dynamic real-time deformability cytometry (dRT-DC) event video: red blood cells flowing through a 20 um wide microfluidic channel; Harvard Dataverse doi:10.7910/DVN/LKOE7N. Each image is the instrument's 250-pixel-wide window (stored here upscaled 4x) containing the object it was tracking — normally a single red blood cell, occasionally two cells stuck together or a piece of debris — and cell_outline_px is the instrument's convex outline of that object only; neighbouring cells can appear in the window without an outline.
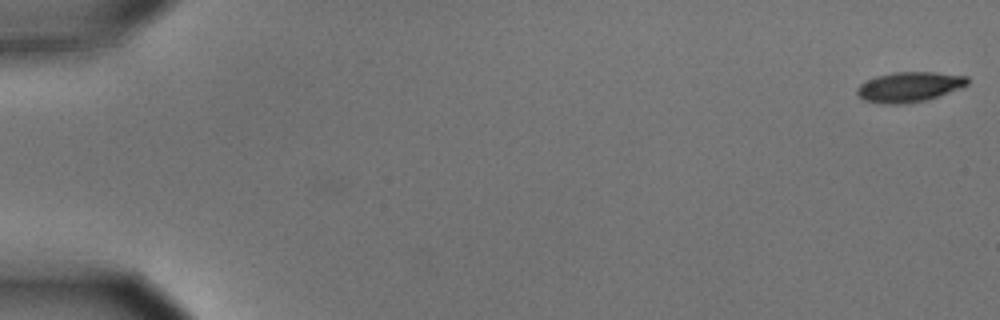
{"species": "common noctule bat (a hibernating species)", "species_latin": "Nyctalus noctula", "temperature_condition": "cold", "stored_images_in_passage": 5, "camera_frame_rate_fps": 3000, "um_per_image_px": 0.085, "animal": {"sex": "male", "body_mass_g": 15.6}, "frame": {"image": 1, "passage_image": 1, "time_ms": 0.0, "image_size_px": [1000, 320], "cell_outline_px": [[968, 84], [960, 88], [928, 100], [904, 104], [884, 104], [864, 100], [856, 92], [856, 88], [860, 84], [876, 76], [896, 72], [932, 72], [968, 76]], "centroid_in_image_um": [77.29, 7.39], "position_along_channel_um": 7.7, "area_um2": 19.31}}
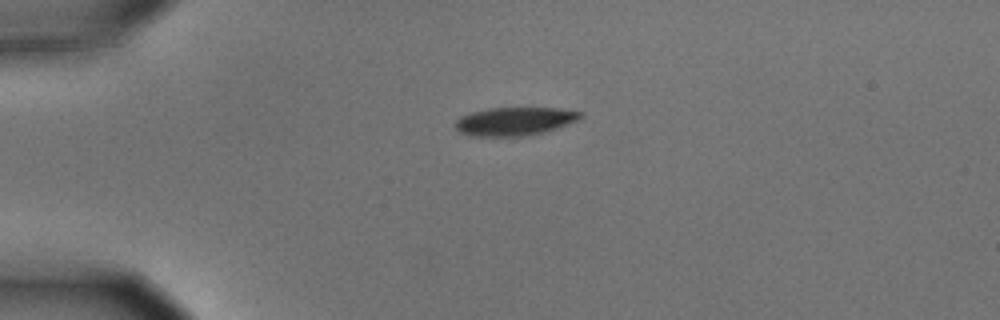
{"frame": {"image": 2, "passage_image": 4, "time_ms": 1.0, "image_size_px": [1000, 320], "cell_outline_px": [[584, 116], [580, 120], [544, 132], [520, 136], [472, 136], [460, 132], [456, 128], [456, 120], [460, 116], [472, 112], [488, 108], [560, 108], [584, 112]], "centroid_in_image_um": [43.79, 10.3], "position_along_channel_um": 41.2, "area_um2": 20.69}}